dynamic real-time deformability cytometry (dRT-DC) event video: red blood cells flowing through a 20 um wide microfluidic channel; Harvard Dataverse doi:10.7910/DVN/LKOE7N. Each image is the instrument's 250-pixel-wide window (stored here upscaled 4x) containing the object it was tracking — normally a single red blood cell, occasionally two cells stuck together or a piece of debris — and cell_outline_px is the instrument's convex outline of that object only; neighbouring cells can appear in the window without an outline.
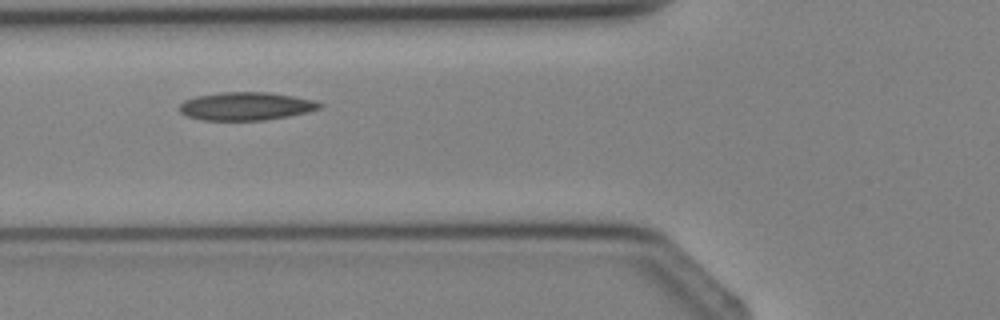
{"species": "Egyptian fruit bat (a non-hibernating species)", "species_latin": "Rousettus aegyptiacus", "temperature_condition": "cold", "stored_images_in_passage": 3, "camera_frame_rate_fps": 3000, "um_per_image_px": 0.085, "animal": {"sex": "female"}, "frame": {"image": 1, "passage_image": 2, "time_ms": 1.333, "image_size_px": [1000, 320], "cell_outline_px": [[324, 108], [308, 112], [288, 116], [264, 120], [204, 120], [188, 116], [180, 112], [180, 104], [184, 100], [196, 96], [224, 92], [268, 92], [316, 100], [324, 104]], "centroid_in_image_um": [20.97, 9.02], "position_along_channel_um": 104.8, "area_um2": 23.0}}
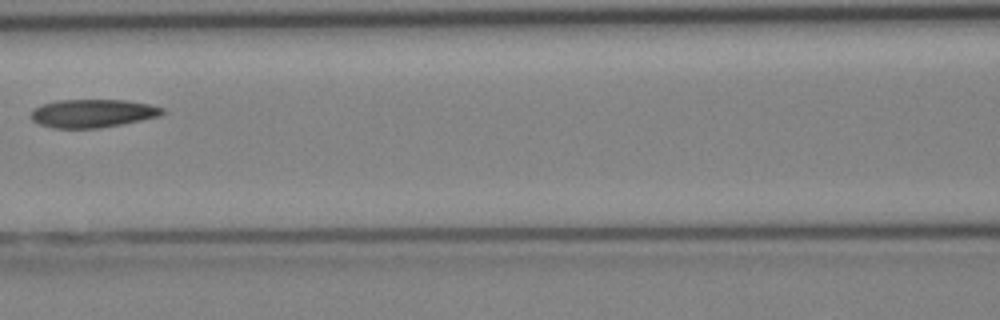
{"frame": {"image": 2, "passage_image": 3, "time_ms": 2.333, "image_size_px": [1000, 320], "cell_outline_px": [[168, 112], [160, 116], [120, 124], [96, 128], [52, 128], [40, 124], [32, 120], [32, 108], [40, 104], [56, 100], [128, 100], [148, 104], [164, 108]], "centroid_in_image_um": [7.87, 9.62], "position_along_channel_um": 158.7, "area_um2": 21.68}}